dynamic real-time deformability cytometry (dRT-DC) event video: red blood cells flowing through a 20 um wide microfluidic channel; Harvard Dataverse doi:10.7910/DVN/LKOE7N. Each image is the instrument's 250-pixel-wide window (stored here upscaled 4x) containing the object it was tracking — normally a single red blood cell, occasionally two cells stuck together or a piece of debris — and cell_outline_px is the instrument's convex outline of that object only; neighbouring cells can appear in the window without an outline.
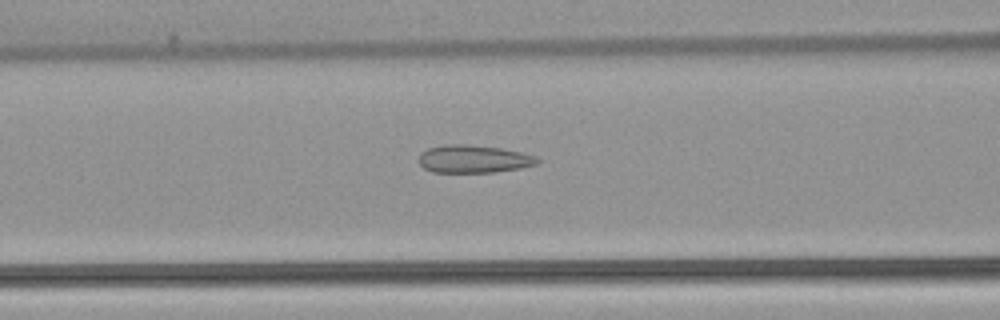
{"species": "common noctule bat (a hibernating species)", "species_latin": "Nyctalus noctula", "temperature_condition": "warm", "stored_images_in_passage": 52, "camera_frame_rate_fps": 3000, "um_per_image_px": 0.085, "animal": {"sex": "female", "body_mass_g": 22.7, "forearm_length_mm": 54.2}, "frame": {"image": 1, "passage_image": 21, "time_ms": 6.667, "image_size_px": [1000, 320], "cell_outline_px": [[540, 160], [536, 164], [520, 168], [492, 172], [432, 172], [424, 168], [420, 164], [420, 152], [428, 148], [444, 144], [468, 144], [500, 148], [520, 152], [536, 156]], "centroid_in_image_um": [40.23, 13.5], "position_along_channel_um": 126.4, "area_um2": 19.13}}
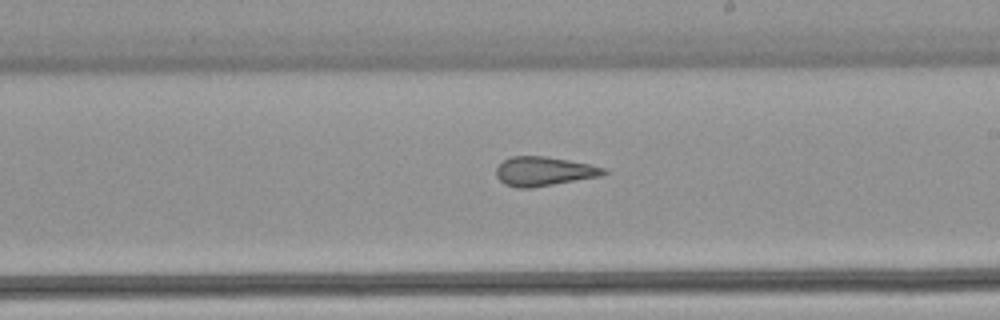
{"frame": {"image": 2, "passage_image": 30, "time_ms": 9.667, "image_size_px": [1000, 320], "cell_outline_px": [[608, 172], [600, 176], [532, 188], [516, 188], [504, 184], [496, 176], [496, 168], [504, 160], [512, 156], [544, 156], [568, 160], [588, 164], [604, 168]], "centroid_in_image_um": [46.19, 14.57], "position_along_channel_um": 242.8, "area_um2": 18.15}}
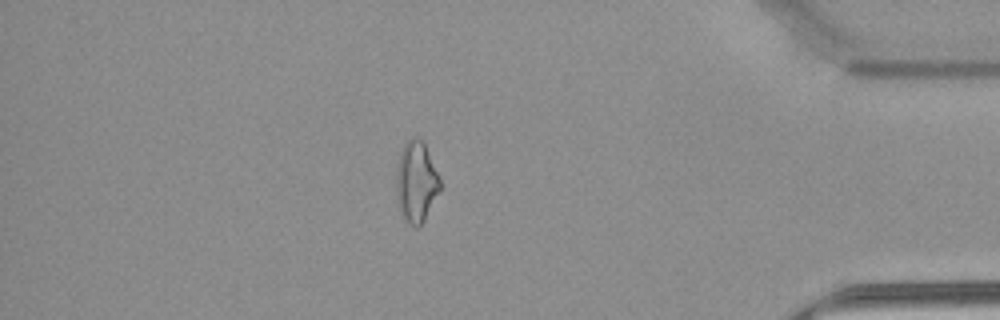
{"frame": {"image": 3, "passage_image": 45, "time_ms": 14.667, "image_size_px": [1000, 320], "cell_outline_px": [[444, 188], [424, 220], [416, 228], [400, 212], [396, 200], [396, 164], [400, 152], [404, 144], [412, 136], [416, 136], [424, 144], [440, 176]], "centroid_in_image_um": [35.4, 15.45], "position_along_channel_um": 399.8, "area_um2": 21.1}, "authors_computed_cell_mechanics": {"area_um2": 20.6057, "velocity_mm_per_s": 3.888, "shape_relaxation_time_tau1_ms": null, "shape_relaxation_time_tau2_ms": 1.8967, "deformation_change_tau1": null, "deformation_change_tau2": 0.1188}}